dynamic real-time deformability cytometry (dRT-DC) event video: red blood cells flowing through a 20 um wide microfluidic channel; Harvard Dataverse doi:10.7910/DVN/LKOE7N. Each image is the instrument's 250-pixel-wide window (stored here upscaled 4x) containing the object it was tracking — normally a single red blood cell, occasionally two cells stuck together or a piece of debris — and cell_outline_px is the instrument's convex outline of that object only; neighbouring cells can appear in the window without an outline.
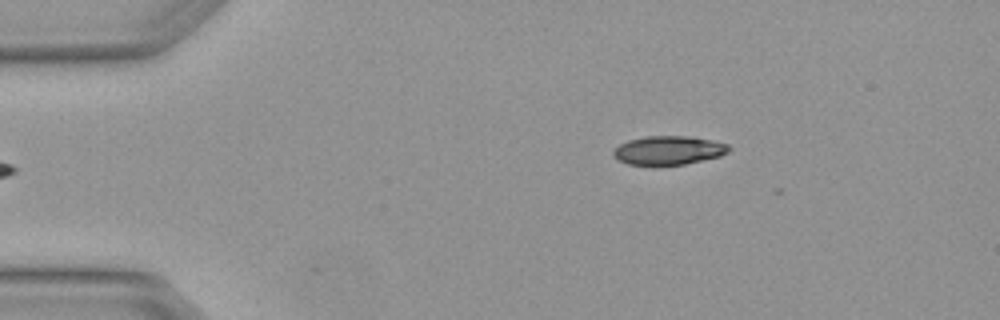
{"species": "Egyptian fruit bat (a non-hibernating species)", "species_latin": "Rousettus aegyptiacus", "temperature_condition": "warm", "stored_images_in_passage": 3, "camera_frame_rate_fps": 3000, "um_per_image_px": 0.085, "animal": {"sex": "female"}, "frame": {"image": 1, "passage_image": 3, "time_ms": 0.667, "image_size_px": [1000, 320], "cell_outline_px": [[732, 148], [728, 152], [720, 156], [684, 164], [628, 164], [612, 156], [612, 152], [620, 144], [628, 140], [644, 136], [688, 136], [728, 144]], "centroid_in_image_um": [56.82, 12.76], "position_along_channel_um": 28.2, "area_um2": 19.07}}